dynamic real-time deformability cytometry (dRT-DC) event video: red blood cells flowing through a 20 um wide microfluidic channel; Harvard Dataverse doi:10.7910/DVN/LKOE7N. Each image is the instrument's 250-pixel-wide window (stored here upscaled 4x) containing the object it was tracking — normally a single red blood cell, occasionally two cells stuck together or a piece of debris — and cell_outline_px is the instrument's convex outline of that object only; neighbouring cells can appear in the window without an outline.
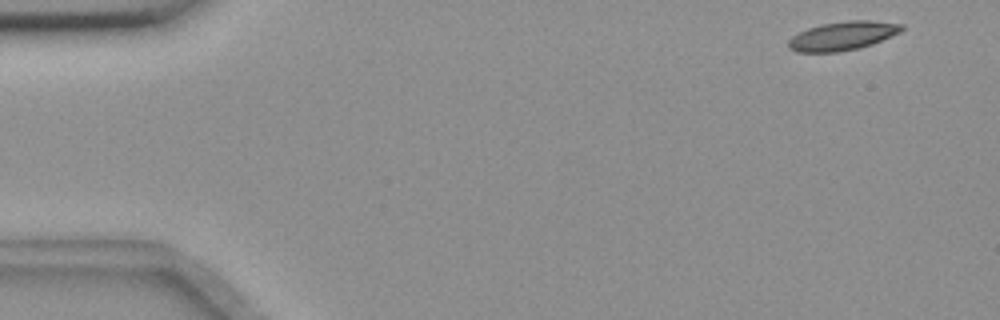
{"species": "common noctule bat (a hibernating species)", "species_latin": "Nyctalus noctula", "temperature_condition": "room temperature", "stored_images_in_passage": 47, "camera_frame_rate_fps": 3000, "um_per_image_px": 0.085, "animal": {"sex": "female", "body_mass_g": 18.4}, "frame": {"image": 1, "passage_image": 2, "time_ms": 0.333, "image_size_px": [1000, 320], "cell_outline_px": [[904, 28], [900, 32], [872, 44], [860, 48], [840, 52], [796, 52], [788, 48], [788, 40], [792, 36], [808, 28], [820, 24], [848, 20], [872, 20], [904, 24]], "centroid_in_image_um": [71.62, 3.04], "position_along_channel_um": 13.4, "area_um2": 19.13}}
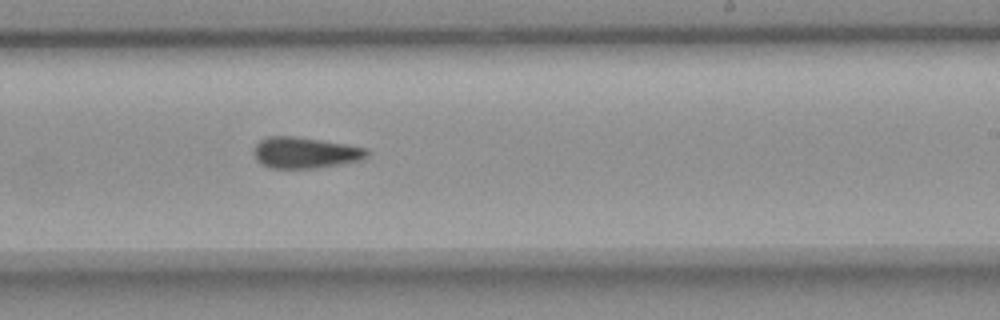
{"frame": {"image": 2, "passage_image": 25, "time_ms": 8.0, "image_size_px": [1000, 320], "cell_outline_px": [[368, 156], [364, 160], [344, 164], [316, 168], [272, 168], [260, 164], [256, 160], [252, 152], [256, 144], [260, 140], [268, 136], [296, 136], [368, 148]], "centroid_in_image_um": [25.94, 12.99], "position_along_channel_um": 263.1, "area_um2": 20.81}}
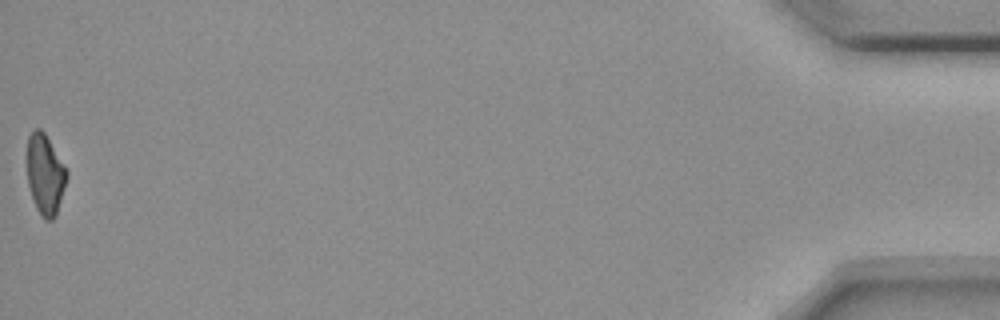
{"frame": {"image": 3, "passage_image": 47, "time_ms": 15.333, "image_size_px": [1000, 320], "cell_outline_px": [[68, 176], [56, 216], [52, 220], [44, 220], [40, 216], [32, 200], [28, 184], [28, 136], [36, 128], [40, 128], [44, 132], [68, 172]], "centroid_in_image_um": [3.84, 14.88], "position_along_channel_um": 431.4, "area_um2": 18.44}}